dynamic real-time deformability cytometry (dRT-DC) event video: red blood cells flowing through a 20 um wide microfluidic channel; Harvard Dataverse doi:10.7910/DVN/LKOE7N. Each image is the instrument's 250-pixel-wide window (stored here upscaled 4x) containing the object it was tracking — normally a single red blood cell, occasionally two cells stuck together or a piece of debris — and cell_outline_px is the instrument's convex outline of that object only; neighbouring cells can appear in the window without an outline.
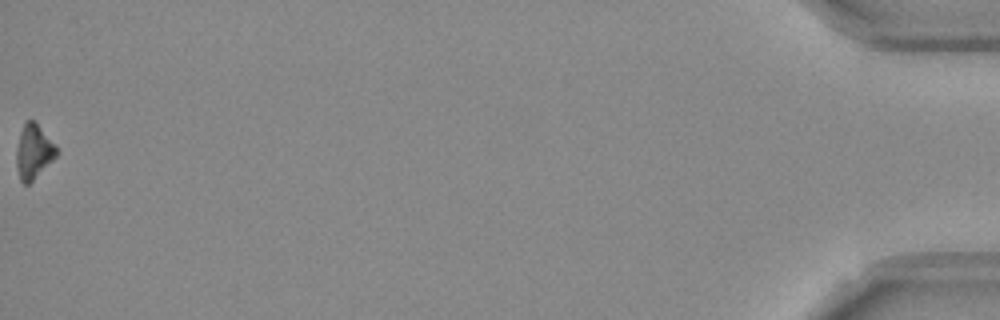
{"species": "Egyptian fruit bat (a non-hibernating species)", "species_latin": "Rousettus aegyptiacus", "temperature_condition": "room temperature", "stored_images_in_passage": 40, "camera_frame_rate_fps": 3000, "um_per_image_px": 0.085, "frame": {"image": 1, "passage_image": 40, "time_ms": 13.0, "image_size_px": [1000, 320], "cell_outline_px": [[56, 156], [28, 184], [24, 184], [20, 180], [16, 164], [16, 152], [20, 132], [24, 124], [28, 120], [32, 120], [36, 124], [56, 148]], "centroid_in_image_um": [2.8, 12.92], "position_along_channel_um": 432.4, "area_um2": 11.96}, "authors_computed_cell_mechanics": {"area_um2": 13.4385, "velocity_mm_per_s": 3.7732, "shape_relaxation_time_tau1_ms": 3.426, "shape_relaxation_time_tau2_ms": null, "deformation_change_tau1": 0.1682, "deformation_change_tau2": null}}